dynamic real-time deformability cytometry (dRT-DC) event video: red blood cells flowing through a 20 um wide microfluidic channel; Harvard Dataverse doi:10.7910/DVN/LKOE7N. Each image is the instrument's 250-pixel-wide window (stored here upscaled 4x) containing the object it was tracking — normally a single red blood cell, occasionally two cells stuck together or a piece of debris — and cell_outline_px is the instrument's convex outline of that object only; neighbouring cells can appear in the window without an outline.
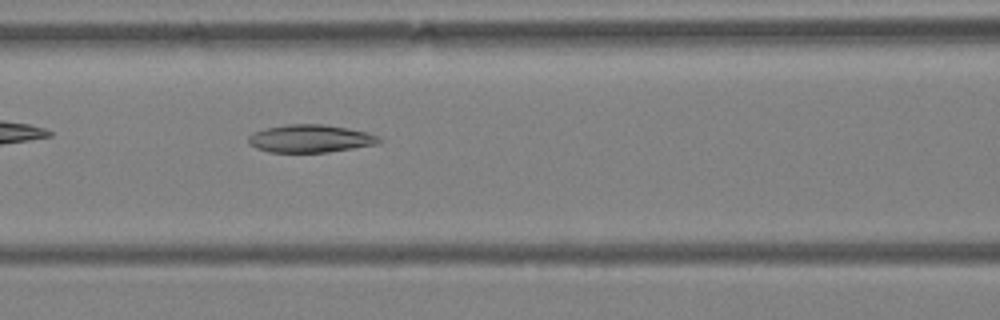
{"species": "Egyptian fruit bat (a non-hibernating species)", "species_latin": "Rousettus aegyptiacus", "temperature_condition": "warm", "stored_images_in_passage": 39, "camera_frame_rate_fps": 3000, "um_per_image_px": 0.085, "animal": {"sex": "female"}, "frame": {"image": 1, "passage_image": 8, "time_ms": 2.333, "image_size_px": [1000, 320], "cell_outline_px": [[384, 140], [376, 144], [328, 152], [268, 152], [256, 148], [248, 144], [248, 136], [252, 132], [268, 128], [288, 124], [324, 124], [348, 128], [368, 132], [380, 136]], "centroid_in_image_um": [26.39, 11.78], "position_along_channel_um": 140.2, "area_um2": 21.27}}
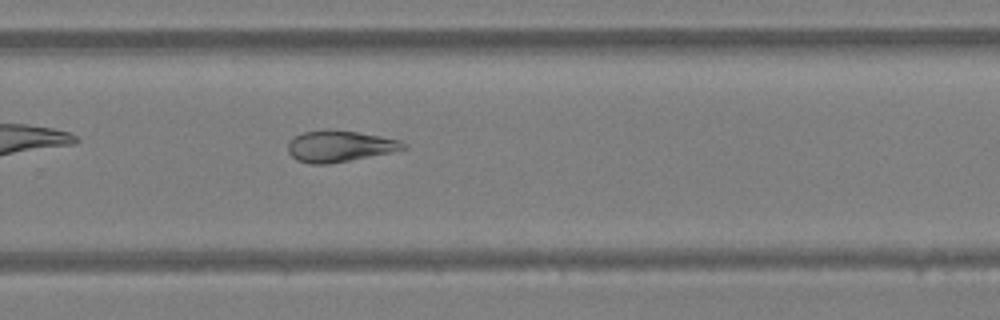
{"frame": {"image": 2, "passage_image": 21, "time_ms": 6.667, "image_size_px": [1000, 320], "cell_outline_px": [[408, 148], [328, 164], [308, 164], [296, 160], [288, 152], [288, 144], [296, 136], [304, 132], [356, 132], [380, 136], [400, 140]], "centroid_in_image_um": [28.85, 12.46], "position_along_channel_um": 301.0, "area_um2": 20.0}}
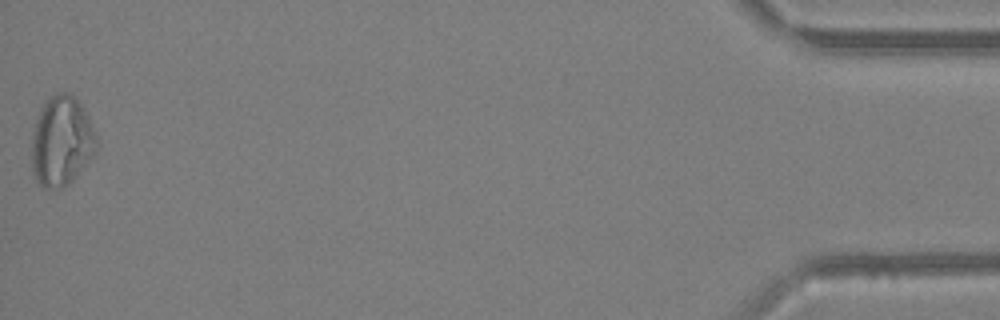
{"frame": {"image": 3, "passage_image": 39, "time_ms": 12.667, "image_size_px": [1000, 320], "cell_outline_px": [[100, 144], [96, 152], [76, 176], [68, 184], [60, 188], [44, 188], [36, 180], [32, 172], [32, 132], [40, 108], [44, 100], [56, 92], [68, 92], [76, 96], [84, 108], [88, 116]], "centroid_in_image_um": [5.24, 11.96], "position_along_channel_um": 430.0, "area_um2": 34.51}}